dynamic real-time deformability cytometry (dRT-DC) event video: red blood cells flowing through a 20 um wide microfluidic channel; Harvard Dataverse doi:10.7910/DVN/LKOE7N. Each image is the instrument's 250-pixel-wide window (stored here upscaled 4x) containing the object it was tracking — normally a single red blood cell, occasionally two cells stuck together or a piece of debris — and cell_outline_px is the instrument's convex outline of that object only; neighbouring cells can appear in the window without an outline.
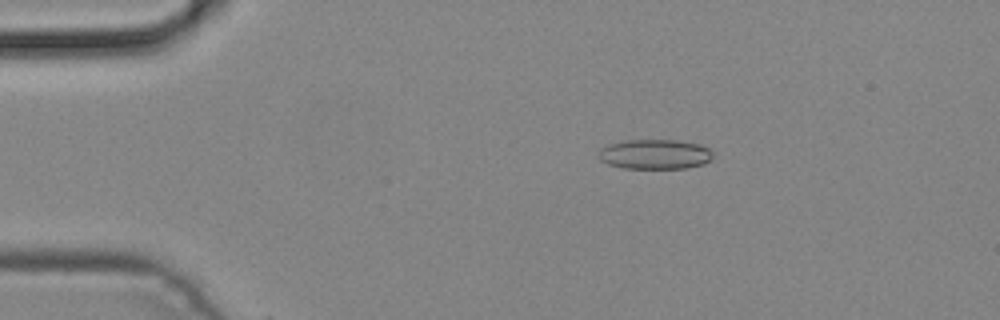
{"species": "common noctule bat (a hibernating species)", "species_latin": "Nyctalus noctula", "temperature_condition": "cold", "stored_images_in_passage": 5, "camera_frame_rate_fps": 3000, "um_per_image_px": 0.085, "animal": {"sex": "male", "body_mass_g": 19.2, "forearm_length_mm": 51.8}, "frame": {"image": 1, "passage_image": 3, "time_ms": 0.667, "image_size_px": [1000, 320], "cell_outline_px": [[712, 160], [704, 164], [688, 168], [624, 168], [608, 164], [600, 160], [596, 156], [600, 148], [608, 144], [628, 140], [676, 140], [700, 144], [708, 148], [712, 152]], "centroid_in_image_um": [55.66, 13.11], "position_along_channel_um": 29.3, "area_um2": 20.06}}
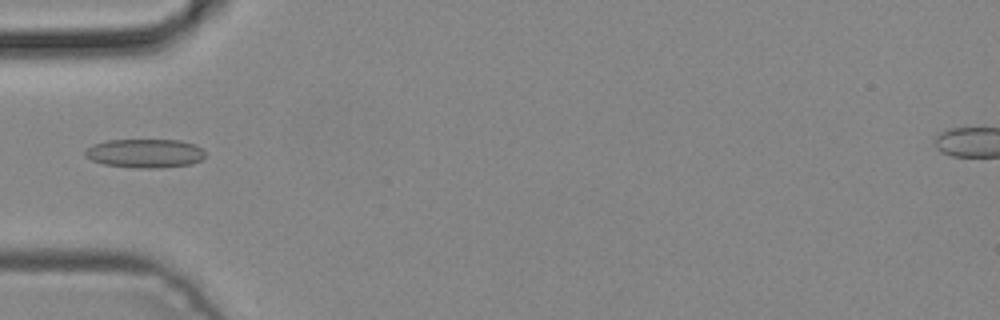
{"frame": {"image": 2, "passage_image": 5, "time_ms": 1.333, "image_size_px": [1000, 320], "cell_outline_px": [[204, 156], [200, 160], [192, 164], [152, 168], [136, 168], [104, 164], [92, 160], [84, 156], [84, 152], [92, 144], [108, 140], [180, 140], [192, 144], [200, 148], [204, 152]], "centroid_in_image_um": [12.28, 13.03], "position_along_channel_um": 72.7, "area_um2": 20.0}}